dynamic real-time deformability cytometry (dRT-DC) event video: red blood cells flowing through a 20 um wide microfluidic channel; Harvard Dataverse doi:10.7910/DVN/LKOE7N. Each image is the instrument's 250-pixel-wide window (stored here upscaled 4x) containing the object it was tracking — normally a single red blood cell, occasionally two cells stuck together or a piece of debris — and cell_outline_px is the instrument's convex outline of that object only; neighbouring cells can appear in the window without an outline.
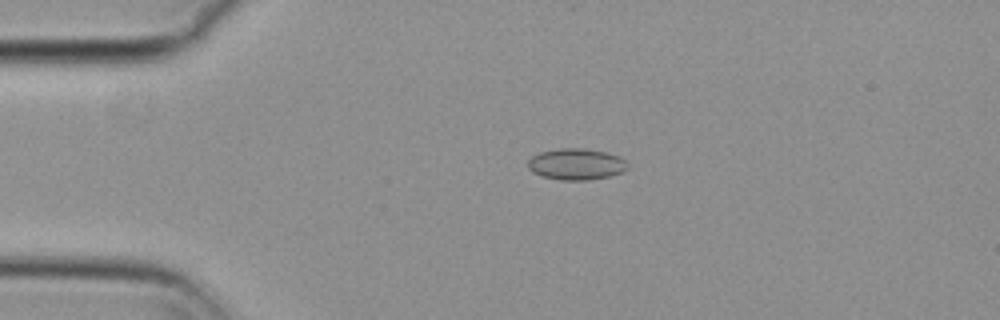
{"species": "common noctule bat (a hibernating species)", "species_latin": "Nyctalus noctula", "temperature_condition": "cold", "stored_images_in_passage": 54, "camera_frame_rate_fps": 3000, "um_per_image_px": 0.085, "animal": {"sex": "female", "body_mass_g": 29.2, "forearm_length_mm": 56.3}, "frame": {"image": 1, "passage_image": 11, "time_ms": 3.333, "image_size_px": [1000, 320], "cell_outline_px": [[628, 168], [624, 172], [608, 176], [588, 180], [560, 180], [540, 176], [532, 172], [528, 168], [528, 160], [532, 156], [540, 152], [560, 148], [584, 148], [604, 152], [620, 156], [628, 164]], "centroid_in_image_um": [48.97, 13.96], "position_along_channel_um": 36.0, "area_um2": 18.32}}
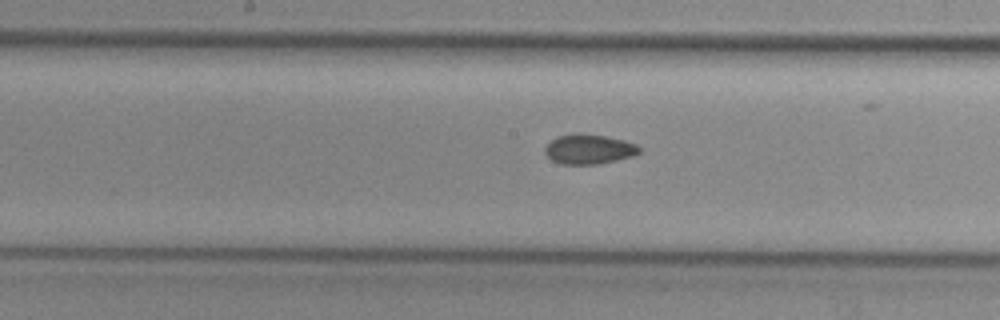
{"frame": {"image": 2, "passage_image": 27, "time_ms": 8.667, "image_size_px": [1000, 320], "cell_outline_px": [[640, 152], [636, 156], [596, 164], [560, 164], [552, 160], [544, 152], [544, 148], [556, 136], [576, 132], [580, 132], [608, 136], [624, 140], [636, 144], [640, 148]], "centroid_in_image_um": [50.07, 12.66], "position_along_channel_um": 198.1, "area_um2": 16.65}}
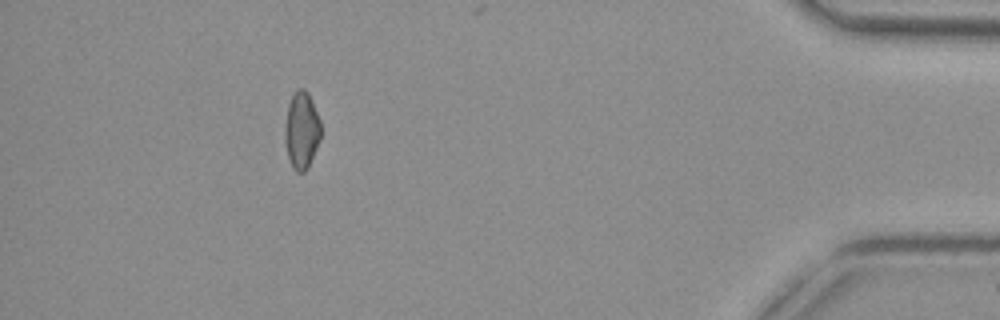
{"frame": {"image": 3, "passage_image": 49, "time_ms": 16.0, "image_size_px": [1000, 320], "cell_outline_px": [[320, 136], [316, 148], [308, 168], [304, 172], [296, 172], [292, 168], [288, 156], [284, 140], [284, 128], [288, 104], [292, 92], [296, 88], [304, 88], [308, 92], [320, 120]], "centroid_in_image_um": [25.61, 11.05], "position_along_channel_um": 409.6, "area_um2": 16.3}, "authors_computed_cell_mechanics": {"area_um2": 16.6175, "velocity_mm_per_s": 3.7028, "shape_relaxation_time_tau1_ms": null, "shape_relaxation_time_tau2_ms": 6.1754, "deformation_change_tau1": null, "deformation_change_tau2": 0.1061}}